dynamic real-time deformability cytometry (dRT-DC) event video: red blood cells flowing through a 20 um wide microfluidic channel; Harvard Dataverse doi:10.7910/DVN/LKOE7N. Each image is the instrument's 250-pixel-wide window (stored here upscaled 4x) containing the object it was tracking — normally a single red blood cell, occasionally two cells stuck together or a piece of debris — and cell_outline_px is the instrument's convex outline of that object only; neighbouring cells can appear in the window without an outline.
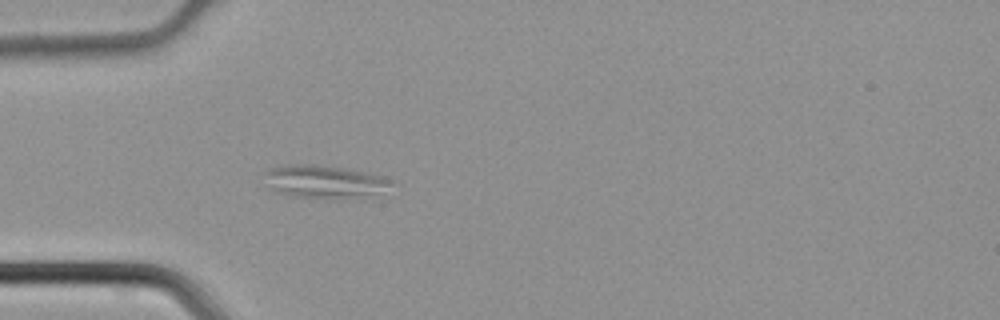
{"species": "common noctule bat (a hibernating species)", "species_latin": "Nyctalus noctula", "temperature_condition": "cold", "stored_images_in_passage": 33, "camera_frame_rate_fps": 3000, "um_per_image_px": 0.085, "animal": {"sex": "male", "body_mass_g": 21.5, "forearm_length_mm": 52.0}, "frame": {"image": 1, "passage_image": 1, "time_ms": 0.0, "image_size_px": [1000, 320], "cell_outline_px": [[392, 184], [388, 200], [328, 200], [296, 196], [276, 192], [268, 184], [264, 172], [268, 168], [292, 164], [312, 164], [340, 168], [384, 176], [392, 180]], "centroid_in_image_um": [27.86, 15.54], "position_along_channel_um": 57.1, "area_um2": 26.13}}
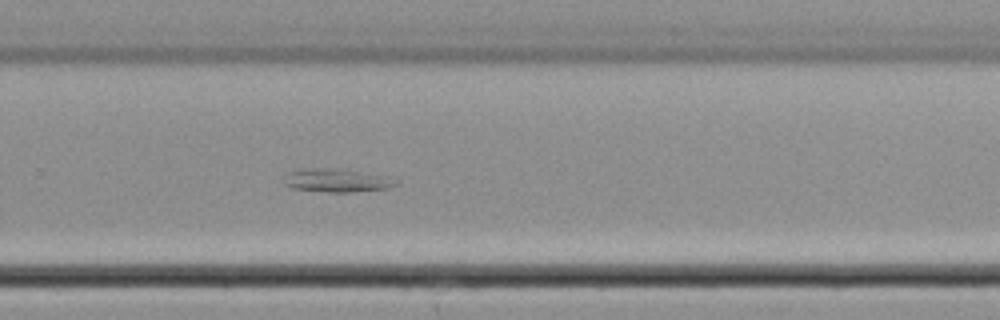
{"frame": {"image": 2, "passage_image": 18, "time_ms": 5.667, "image_size_px": [1000, 320], "cell_outline_px": [[400, 184], [388, 188], [352, 192], [328, 192], [292, 188], [284, 184], [284, 180], [288, 172], [308, 168], [320, 168], [360, 172], [392, 176], [400, 180]], "centroid_in_image_um": [28.71, 15.35], "position_along_channel_um": 301.1, "area_um2": 15.14}}
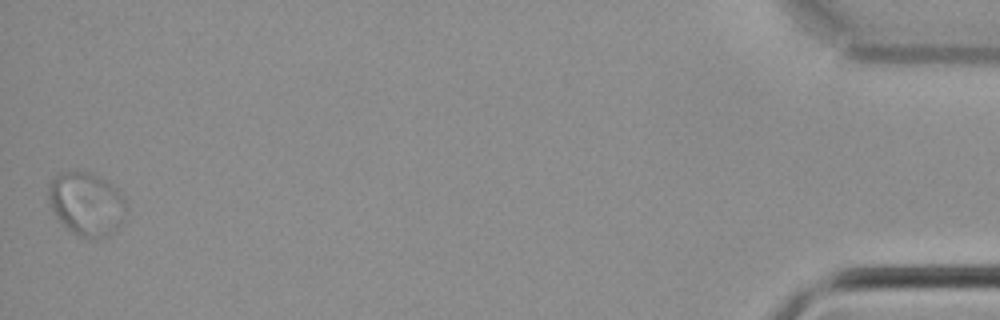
{"frame": {"image": 3, "passage_image": 33, "time_ms": 10.667, "image_size_px": [1000, 320], "cell_outline_px": [[124, 220], [108, 236], [96, 240], [92, 240], [80, 236], [72, 232], [56, 220], [48, 200], [48, 184], [60, 172], [88, 172], [104, 180], [116, 188], [124, 200]], "centroid_in_image_um": [7.3, 17.37], "position_along_channel_um": 427.9, "area_um2": 28.61}}